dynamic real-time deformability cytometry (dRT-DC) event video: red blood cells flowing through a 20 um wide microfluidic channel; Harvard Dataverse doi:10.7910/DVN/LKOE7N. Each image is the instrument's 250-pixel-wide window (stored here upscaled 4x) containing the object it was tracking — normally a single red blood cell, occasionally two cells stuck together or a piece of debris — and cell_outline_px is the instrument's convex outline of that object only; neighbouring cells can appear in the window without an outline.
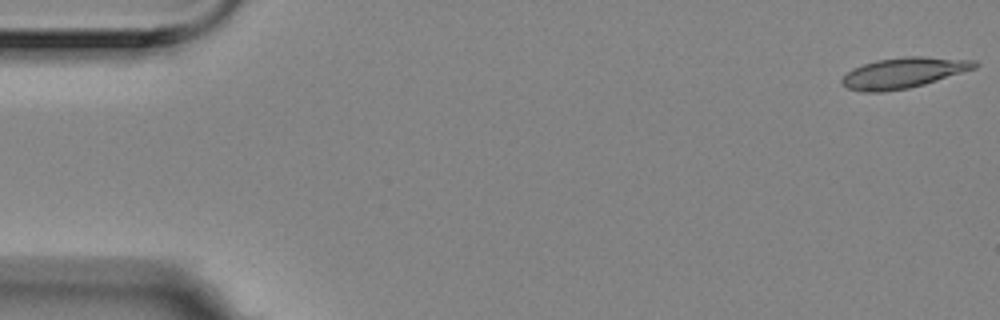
{"species": "Egyptian fruit bat (a non-hibernating species)", "species_latin": "Rousettus aegyptiacus", "temperature_condition": "room temperature", "stored_images_in_passage": 17, "camera_frame_rate_fps": 3000, "um_per_image_px": 0.085, "animal": {"sex": "female"}, "frame": {"image": 1, "passage_image": 1, "time_ms": 0.0, "image_size_px": [1000, 320], "cell_outline_px": [[980, 64], [976, 68], [924, 84], [908, 88], [884, 92], [864, 92], [848, 88], [840, 84], [840, 80], [852, 68], [876, 60], [904, 56], [924, 56], [976, 60]], "centroid_in_image_um": [76.8, 6.18], "position_along_channel_um": 8.2, "area_um2": 23.76}}
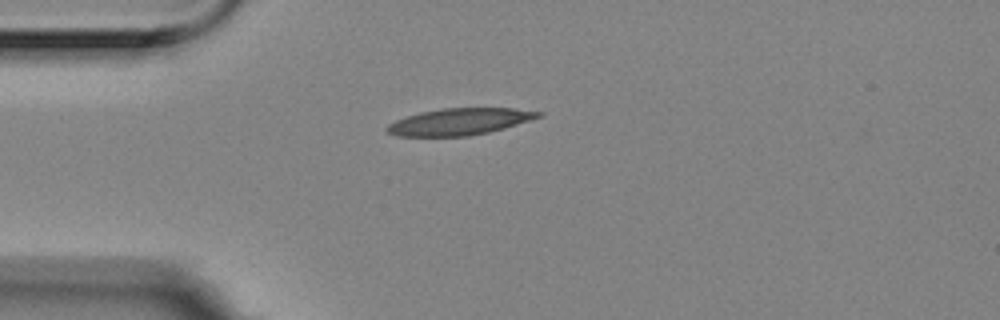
{"frame": {"image": 2, "passage_image": 14, "time_ms": 4.333, "image_size_px": [1000, 320], "cell_outline_px": [[544, 116], [504, 128], [488, 132], [468, 136], [396, 136], [388, 132], [384, 128], [388, 124], [396, 120], [420, 112], [444, 108], [512, 108], [544, 112]], "centroid_in_image_um": [39.08, 10.34], "position_along_channel_um": 45.9, "area_um2": 23.52}}